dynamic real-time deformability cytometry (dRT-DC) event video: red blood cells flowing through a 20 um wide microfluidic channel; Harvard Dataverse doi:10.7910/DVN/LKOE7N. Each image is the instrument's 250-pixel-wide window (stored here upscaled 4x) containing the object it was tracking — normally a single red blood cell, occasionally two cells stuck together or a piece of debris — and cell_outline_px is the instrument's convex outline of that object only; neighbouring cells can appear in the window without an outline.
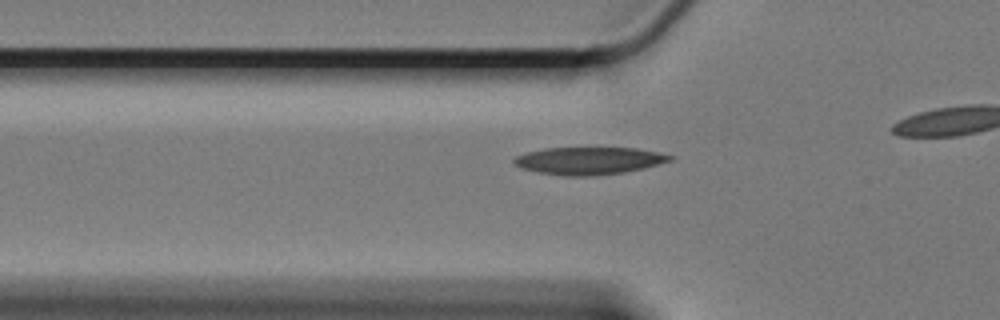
{"species": "Egyptian fruit bat (a non-hibernating species)", "species_latin": "Rousettus aegyptiacus", "temperature_condition": "cold", "stored_images_in_passage": 32, "camera_frame_rate_fps": 3000, "um_per_image_px": 0.085, "animal": {"sex": "female"}, "frame": {"image": 1, "passage_image": 3, "time_ms": 0.667, "image_size_px": [1000, 320], "cell_outline_px": [[672, 160], [644, 168], [624, 172], [596, 176], [568, 176], [540, 172], [520, 168], [512, 160], [516, 156], [528, 152], [544, 148], [636, 148], [656, 152], [672, 156]], "centroid_in_image_um": [50.05, 13.66], "position_along_channel_um": 75.8, "area_um2": 24.68}}
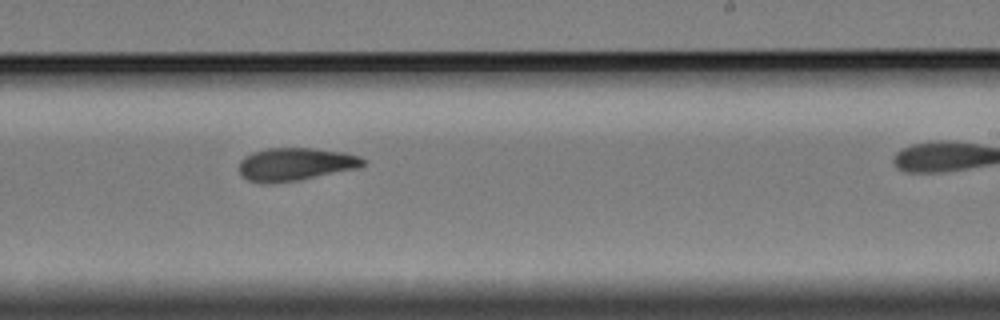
{"frame": {"image": 2, "passage_image": 20, "time_ms": 6.333, "image_size_px": [1000, 320], "cell_outline_px": [[364, 164], [352, 168], [300, 180], [268, 184], [264, 184], [248, 180], [240, 172], [240, 160], [244, 156], [252, 152], [268, 148], [312, 148], [344, 152], [360, 156], [364, 160]], "centroid_in_image_um": [25.04, 13.95], "position_along_channel_um": 264.0, "area_um2": 23.47}}
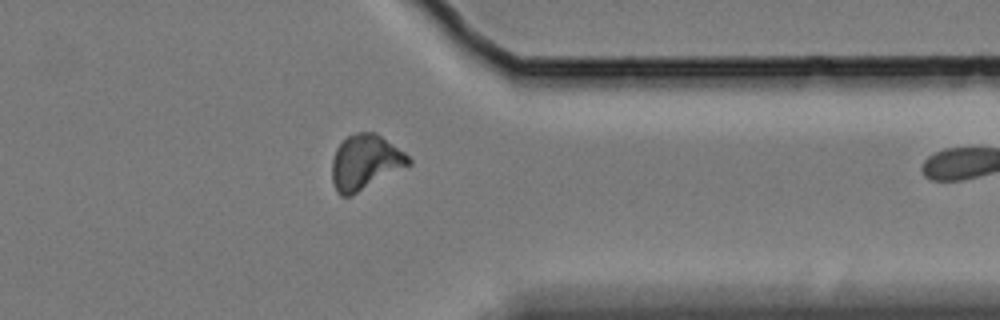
{"frame": {"image": 3, "passage_image": 31, "time_ms": 10.0, "image_size_px": [1000, 320], "cell_outline_px": [[412, 164], [352, 196], [340, 196], [336, 192], [332, 180], [332, 160], [336, 148], [348, 136], [356, 132], [376, 132], [404, 152], [412, 160]], "centroid_in_image_um": [31.04, 13.81], "position_along_channel_um": 380.4, "area_um2": 24.68}}